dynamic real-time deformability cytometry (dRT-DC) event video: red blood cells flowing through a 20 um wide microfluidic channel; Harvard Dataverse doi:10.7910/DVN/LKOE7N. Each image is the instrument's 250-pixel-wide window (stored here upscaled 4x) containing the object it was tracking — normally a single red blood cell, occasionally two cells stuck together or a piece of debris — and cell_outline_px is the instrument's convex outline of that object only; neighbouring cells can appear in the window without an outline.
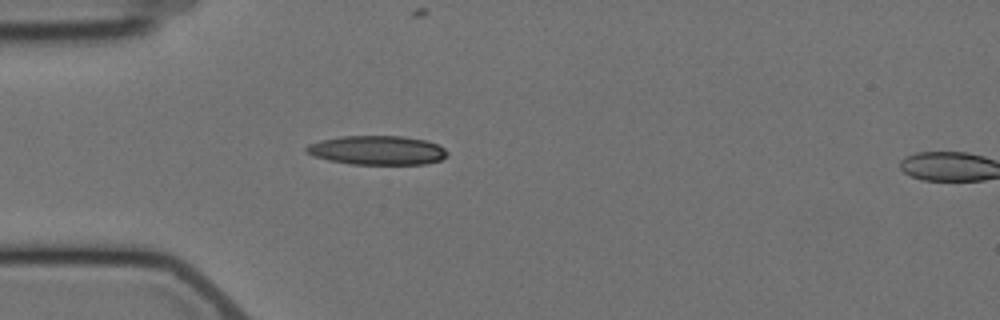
{"species": "Egyptian fruit bat (a non-hibernating species)", "species_latin": "Rousettus aegyptiacus", "temperature_condition": "cold", "stored_images_in_passage": 6, "segment_of_instrument_passage": [1, 2], "camera_frame_rate_fps": 3000, "um_per_image_px": 0.085, "animal": {"sex": "female"}, "frame": {"image": 1, "passage_image": 5, "time_ms": 4.667, "image_size_px": [1000, 320], "cell_outline_px": [[448, 156], [440, 160], [424, 164], [348, 164], [328, 160], [316, 156], [308, 152], [304, 148], [308, 144], [320, 140], [340, 136], [400, 136], [424, 140], [436, 144], [444, 148], [448, 152]], "centroid_in_image_um": [32.06, 12.77], "position_along_channel_um": 52.9, "area_um2": 23.81}}